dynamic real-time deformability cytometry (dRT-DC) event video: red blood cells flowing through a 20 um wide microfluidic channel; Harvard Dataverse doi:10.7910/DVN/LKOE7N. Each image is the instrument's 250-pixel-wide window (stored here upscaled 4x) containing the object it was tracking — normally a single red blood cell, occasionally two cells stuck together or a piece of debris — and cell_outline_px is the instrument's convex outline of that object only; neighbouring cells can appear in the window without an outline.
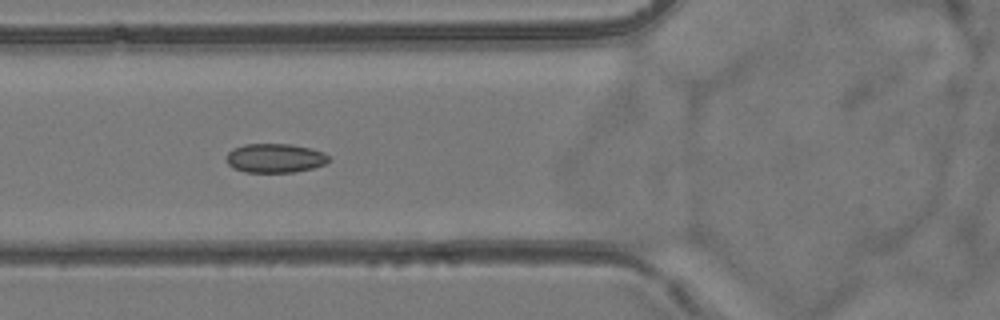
{"species": "common noctule bat (a hibernating species)", "species_latin": "Nyctalus noctula", "temperature_condition": "room temperature", "stored_images_in_passage": 37, "camera_frame_rate_fps": 3000, "um_per_image_px": 0.085, "animal": {"sex": "female", "body_mass_g": 24.6, "forearm_length_mm": 56.2}, "frame": {"image": 1, "passage_image": 7, "time_ms": 2.0, "image_size_px": [1000, 320], "cell_outline_px": [[332, 160], [324, 164], [312, 168], [292, 172], [244, 172], [232, 168], [228, 164], [228, 152], [232, 148], [244, 144], [292, 144], [312, 148], [324, 152]], "centroid_in_image_um": [23.39, 13.43], "position_along_channel_um": 102.4, "area_um2": 17.46}}
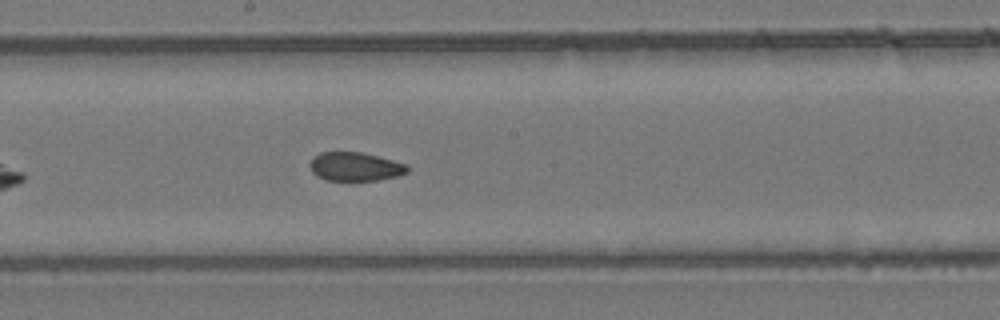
{"frame": {"image": 2, "passage_image": 16, "time_ms": 5.0, "image_size_px": [1000, 320], "cell_outline_px": [[408, 172], [396, 176], [376, 180], [324, 180], [316, 176], [312, 172], [308, 164], [312, 156], [320, 152], [360, 152], [408, 164]], "centroid_in_image_um": [30.13, 14.16], "position_along_channel_um": 218.1, "area_um2": 16.36}}
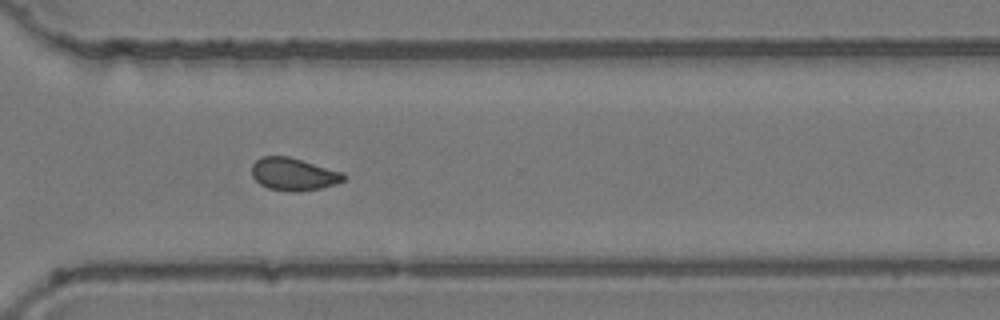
{"frame": {"image": 3, "passage_image": 26, "time_ms": 8.333, "image_size_px": [1000, 320], "cell_outline_px": [[344, 180], [336, 184], [320, 188], [296, 192], [292, 192], [268, 188], [260, 184], [252, 176], [252, 164], [260, 156], [288, 156], [344, 172]], "centroid_in_image_um": [24.94, 14.8], "position_along_channel_um": 345.7, "area_um2": 17.46}, "authors_computed_cell_mechanics": {"area_um2": 17.1666, "velocity_mm_per_s": 3.8367, "shape_relaxation_time_tau1_ms": null, "shape_relaxation_time_tau2_ms": 2.0913, "deformation_change_tau1": null, "deformation_change_tau2": 0.0646}}